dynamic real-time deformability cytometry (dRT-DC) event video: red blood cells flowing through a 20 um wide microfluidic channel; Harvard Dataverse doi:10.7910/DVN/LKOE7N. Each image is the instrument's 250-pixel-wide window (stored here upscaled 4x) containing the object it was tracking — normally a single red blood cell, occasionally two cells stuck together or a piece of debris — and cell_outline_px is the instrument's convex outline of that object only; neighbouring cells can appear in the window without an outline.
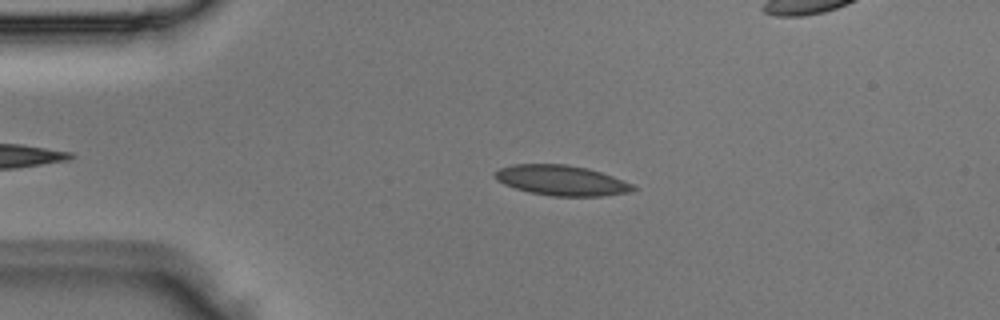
{"species": "Egyptian fruit bat (a non-hibernating species)", "species_latin": "Rousettus aegyptiacus", "temperature_condition": "room temperature", "stored_images_in_passage": 1, "camera_frame_rate_fps": 3000, "um_per_image_px": 0.085, "animal": {"sex": "male"}, "frame": {"image": 1, "passage_image": 1, "time_ms": 0.0, "image_size_px": [1000, 320], "cell_outline_px": [[636, 188], [628, 192], [600, 196], [552, 196], [528, 192], [504, 184], [496, 180], [496, 172], [500, 168], [512, 164], [568, 164], [588, 168], [612, 176], [632, 184]], "centroid_in_image_um": [47.71, 15.33], "position_along_channel_um": 37.3, "area_um2": 24.1}}